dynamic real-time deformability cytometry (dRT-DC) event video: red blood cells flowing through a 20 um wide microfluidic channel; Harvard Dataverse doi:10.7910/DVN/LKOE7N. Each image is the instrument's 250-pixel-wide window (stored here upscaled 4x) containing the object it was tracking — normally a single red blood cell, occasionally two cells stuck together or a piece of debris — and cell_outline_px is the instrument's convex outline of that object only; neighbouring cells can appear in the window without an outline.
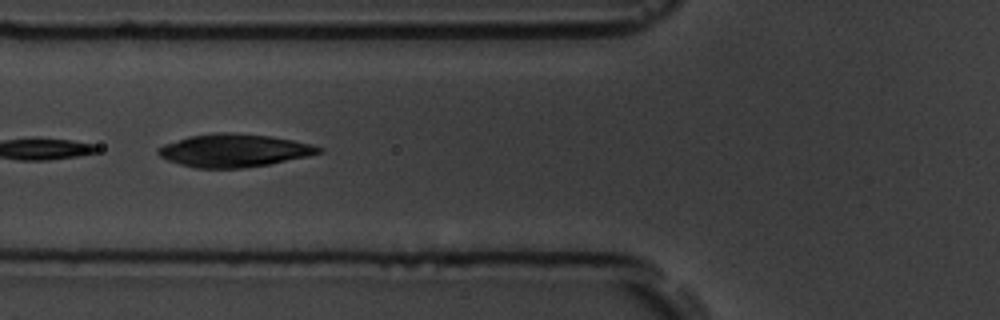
{"species": "common noctule bat (a hibernating species)", "species_latin": "Nyctalus noctula", "temperature_condition": "room temperature", "stored_images_in_passage": 10, "camera_frame_rate_fps": 3000, "um_per_image_px": 0.085, "animal": {"sex": "male", "body_mass_g": 19.5, "forearm_length_mm": 54.6}, "frame": {"image": 1, "passage_image": 6, "time_ms": 5.667, "image_size_px": [1000, 320], "cell_outline_px": [[324, 152], [308, 156], [268, 164], [244, 168], [196, 168], [180, 164], [168, 160], [160, 156], [156, 152], [156, 148], [164, 144], [188, 136], [212, 132], [232, 132], [268, 136], [292, 140], [312, 144], [324, 148]], "centroid_in_image_um": [19.88, 12.78], "position_along_channel_um": 105.9, "area_um2": 30.92}}
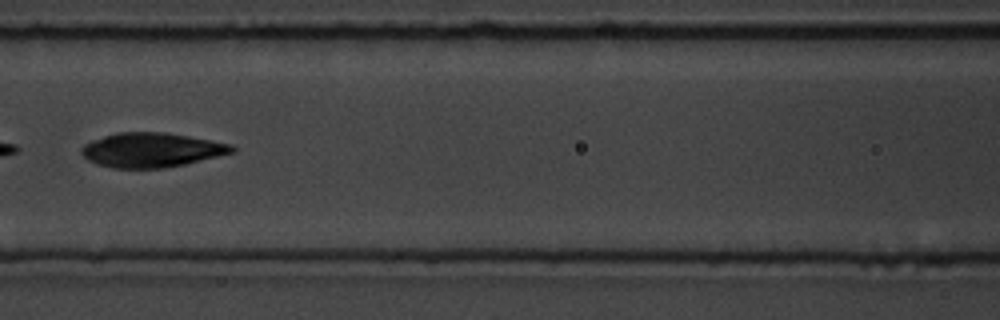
{"frame": {"image": 2, "passage_image": 7, "time_ms": 7.0, "image_size_px": [1000, 320], "cell_outline_px": [[236, 152], [184, 164], [164, 168], [112, 168], [96, 164], [88, 160], [80, 152], [80, 148], [84, 144], [92, 140], [116, 132], [164, 132], [188, 136], [232, 144], [236, 148]], "centroid_in_image_um": [12.87, 12.75], "position_along_channel_um": 153.7, "area_um2": 30.29}}